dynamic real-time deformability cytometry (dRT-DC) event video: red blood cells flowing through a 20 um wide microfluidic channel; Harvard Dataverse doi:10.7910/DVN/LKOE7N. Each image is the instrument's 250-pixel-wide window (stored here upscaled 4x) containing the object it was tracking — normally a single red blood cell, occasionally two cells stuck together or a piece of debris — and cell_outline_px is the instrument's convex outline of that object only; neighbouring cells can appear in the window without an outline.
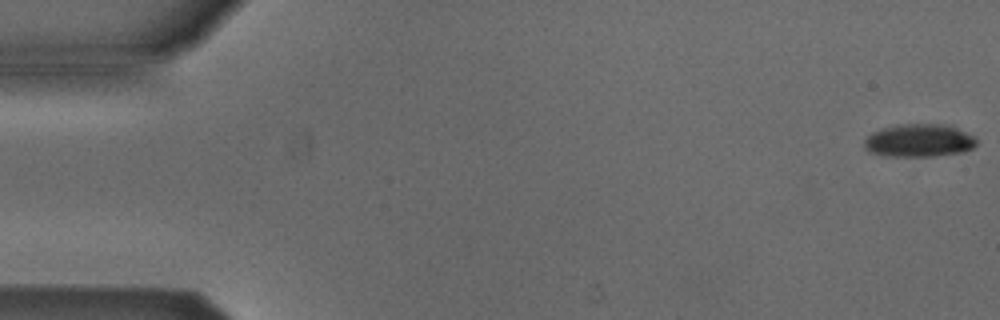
{"species": "Egyptian fruit bat (a non-hibernating species)", "species_latin": "Rousettus aegyptiacus", "temperature_condition": "cold", "stored_images_in_passage": 53, "camera_frame_rate_fps": 3000, "um_per_image_px": 0.085, "animal": {"sex": "male"}, "frame": {"image": 1, "passage_image": 1, "time_ms": 0.0, "image_size_px": [1000, 320], "cell_outline_px": [[976, 144], [972, 148], [964, 152], [932, 156], [884, 156], [868, 152], [864, 148], [864, 140], [872, 132], [896, 124], [948, 124], [976, 136]], "centroid_in_image_um": [78.12, 11.94], "position_along_channel_um": 6.9, "area_um2": 21.79}}
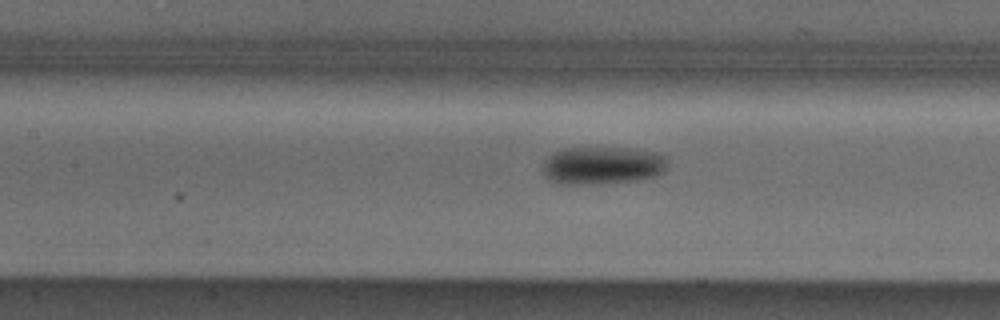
{"frame": {"image": 2, "passage_image": 24, "time_ms": 7.667, "image_size_px": [1000, 320], "cell_outline_px": [[668, 168], [660, 176], [636, 180], [600, 184], [560, 184], [548, 180], [544, 176], [544, 160], [548, 156], [564, 148], [632, 148], [656, 152], [668, 156]], "centroid_in_image_um": [51.28, 14.07], "position_along_channel_um": 156.1, "area_um2": 28.03}}
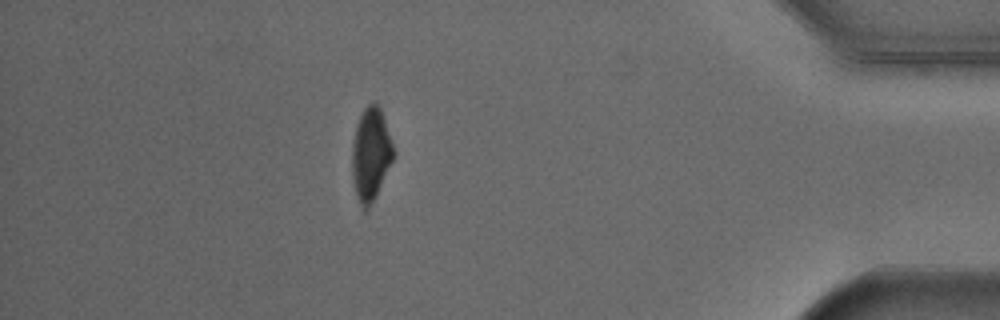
{"frame": {"image": 3, "passage_image": 47, "time_ms": 15.333, "image_size_px": [1000, 320], "cell_outline_px": [[392, 160], [368, 212], [364, 212], [356, 196], [352, 180], [352, 140], [356, 124], [364, 108], [372, 100], [376, 100], [380, 108], [392, 144]], "centroid_in_image_um": [31.46, 13.12], "position_along_channel_um": 403.7, "area_um2": 22.25}, "authors_computed_cell_mechanics": {"area_um2": 24.1604, "velocity_mm_per_s": 3.8617, "shape_relaxation_time_tau1_ms": 3.7523, "shape_relaxation_time_tau2_ms": null, "deformation_change_tau1": 0.1203, "deformation_change_tau2": null}}